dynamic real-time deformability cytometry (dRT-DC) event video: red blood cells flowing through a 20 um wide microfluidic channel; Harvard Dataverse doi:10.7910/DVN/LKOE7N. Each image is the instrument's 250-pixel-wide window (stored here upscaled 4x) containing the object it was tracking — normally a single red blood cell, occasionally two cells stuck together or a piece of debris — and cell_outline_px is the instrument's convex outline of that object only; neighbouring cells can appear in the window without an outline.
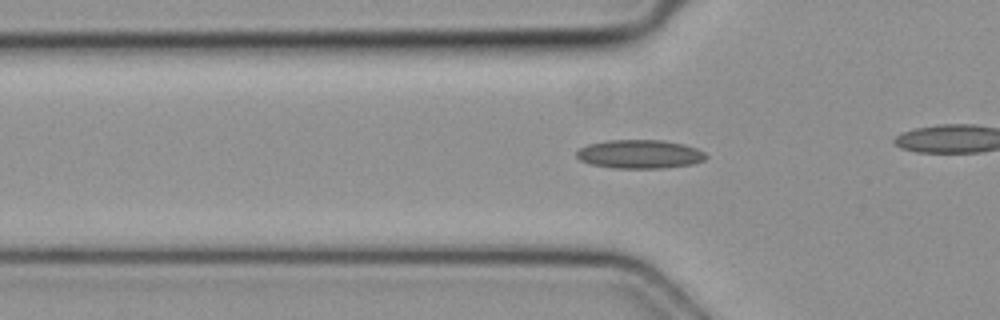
{"species": "common noctule bat (a hibernating species)", "species_latin": "Nyctalus noctula", "temperature_condition": "cold", "stored_images_in_passage": 33, "camera_frame_rate_fps": 3000, "um_per_image_px": 0.085, "animal": {"sex": "female", "body_mass_g": 19.3, "forearm_length_mm": 54.1}, "frame": {"image": 1, "passage_image": 9, "time_ms": 2.667, "image_size_px": [1000, 320], "cell_outline_px": [[708, 156], [704, 160], [692, 164], [664, 168], [612, 168], [588, 164], [580, 160], [576, 156], [576, 152], [580, 148], [588, 144], [608, 140], [664, 140], [684, 144], [696, 148], [704, 152]], "centroid_in_image_um": [54.37, 13.1], "position_along_channel_um": 71.4, "area_um2": 21.79}}
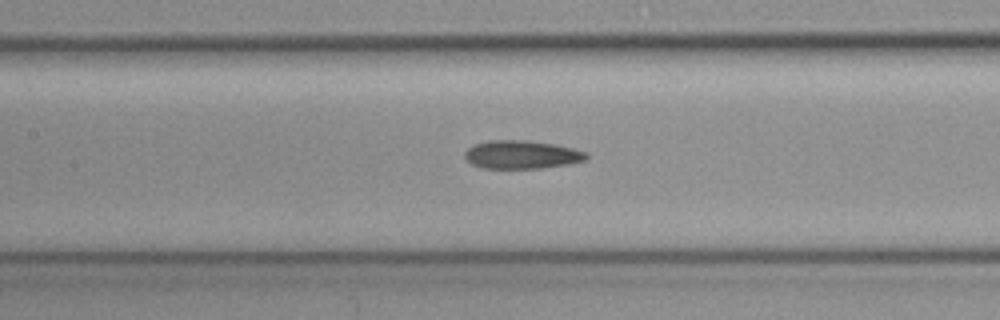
{"frame": {"image": 2, "passage_image": 16, "time_ms": 5.0, "image_size_px": [1000, 320], "cell_outline_px": [[588, 160], [568, 164], [540, 168], [480, 168], [472, 164], [464, 156], [464, 152], [468, 148], [476, 144], [488, 140], [528, 140], [556, 144], [588, 152]], "centroid_in_image_um": [44.37, 13.14], "position_along_channel_um": 163.0, "area_um2": 20.17}}
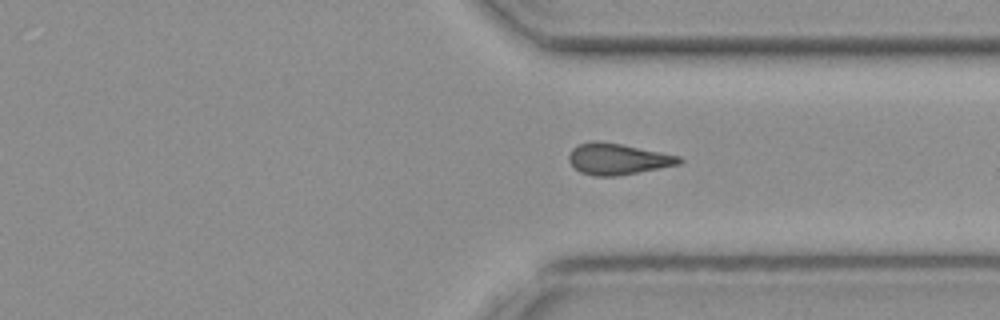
{"frame": {"image": 3, "passage_image": 31, "time_ms": 10.0, "image_size_px": [1000, 320], "cell_outline_px": [[684, 160], [680, 164], [660, 168], [616, 176], [592, 176], [580, 172], [568, 160], [568, 156], [572, 148], [580, 144], [592, 140], [620, 144], [680, 156]], "centroid_in_image_um": [52.5, 13.52], "position_along_channel_um": 358.9, "area_um2": 19.88}}